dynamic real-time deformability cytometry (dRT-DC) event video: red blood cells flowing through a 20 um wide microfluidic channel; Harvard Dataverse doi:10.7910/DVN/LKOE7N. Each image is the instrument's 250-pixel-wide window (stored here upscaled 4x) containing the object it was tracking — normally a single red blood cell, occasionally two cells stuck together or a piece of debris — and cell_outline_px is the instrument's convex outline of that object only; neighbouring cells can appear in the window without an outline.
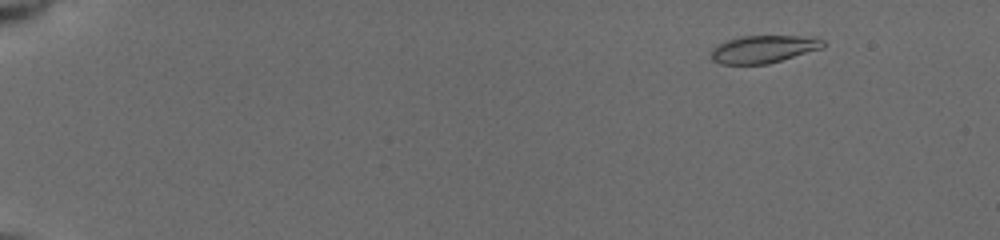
{"species": "common noctule bat (a hibernating species)", "species_latin": "Nyctalus noctula", "temperature_condition": "cold", "stored_images_in_passage": 32, "camera_frame_rate_fps": 3000, "um_per_image_px": 0.085, "animal": {"sex": "female", "body_mass_g": 19.5, "forearm_length_mm": 54.1}, "frame": {"image": 1, "passage_image": 6, "time_ms": 2.0, "image_size_px": [1000, 240], "cell_outline_px": [[828, 44], [824, 48], [768, 64], [720, 64], [712, 60], [712, 48], [728, 40], [740, 36], [816, 36], [824, 40]], "centroid_in_image_um": [64.99, 4.17], "position_along_channel_um": 20.0, "area_um2": 18.21}}
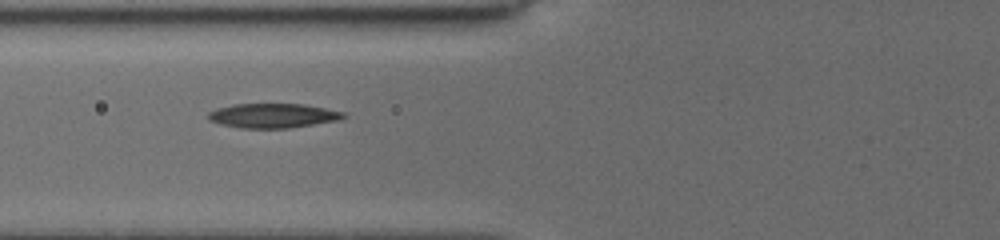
{"frame": {"image": 2, "passage_image": 21, "time_ms": 7.667, "image_size_px": [1000, 240], "cell_outline_px": [[348, 116], [340, 120], [288, 128], [240, 128], [220, 124], [208, 120], [208, 112], [216, 108], [232, 104], [304, 104], [344, 112]], "centroid_in_image_um": [23.18, 9.83], "position_along_channel_um": 102.6, "area_um2": 19.36}}
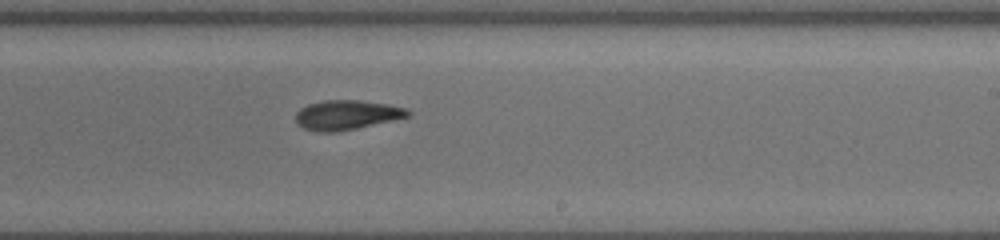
{"frame": {"image": 3, "passage_image": 32, "time_ms": 11.667, "image_size_px": [1000, 240], "cell_outline_px": [[412, 112], [408, 116], [356, 128], [336, 132], [316, 132], [304, 128], [296, 120], [296, 112], [300, 108], [308, 104], [324, 100], [360, 100], [388, 104], [408, 108]], "centroid_in_image_um": [29.46, 9.76], "position_along_channel_um": 259.5, "area_um2": 19.19}}